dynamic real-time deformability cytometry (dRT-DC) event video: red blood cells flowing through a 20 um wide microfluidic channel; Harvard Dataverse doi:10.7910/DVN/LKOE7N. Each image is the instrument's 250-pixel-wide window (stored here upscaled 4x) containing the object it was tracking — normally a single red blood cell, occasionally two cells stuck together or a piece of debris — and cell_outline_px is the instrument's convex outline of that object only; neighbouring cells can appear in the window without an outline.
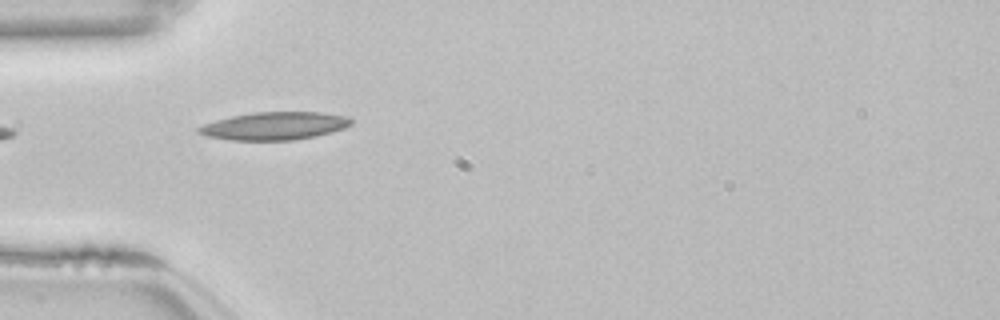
{"species": "common noctule bat (a hibernating species)", "species_latin": "Nyctalus noctula", "temperature_condition": "room temperature", "stored_images_in_passage": 4, "camera_frame_rate_fps": 3000, "um_per_image_px": 0.085, "animal": {"sex": "female", "body_mass_g": 22.7, "forearm_length_mm": 54.2}, "frame": {"image": 1, "passage_image": 1, "time_ms": 0.0, "image_size_px": [1000, 320], "cell_outline_px": [[352, 124], [344, 128], [332, 132], [316, 136], [292, 140], [232, 140], [208, 136], [196, 132], [196, 128], [204, 124], [216, 120], [232, 116], [252, 112], [324, 112], [348, 116], [352, 120]], "centroid_in_image_um": [23.36, 10.69], "position_along_channel_um": 61.6, "area_um2": 24.8}}